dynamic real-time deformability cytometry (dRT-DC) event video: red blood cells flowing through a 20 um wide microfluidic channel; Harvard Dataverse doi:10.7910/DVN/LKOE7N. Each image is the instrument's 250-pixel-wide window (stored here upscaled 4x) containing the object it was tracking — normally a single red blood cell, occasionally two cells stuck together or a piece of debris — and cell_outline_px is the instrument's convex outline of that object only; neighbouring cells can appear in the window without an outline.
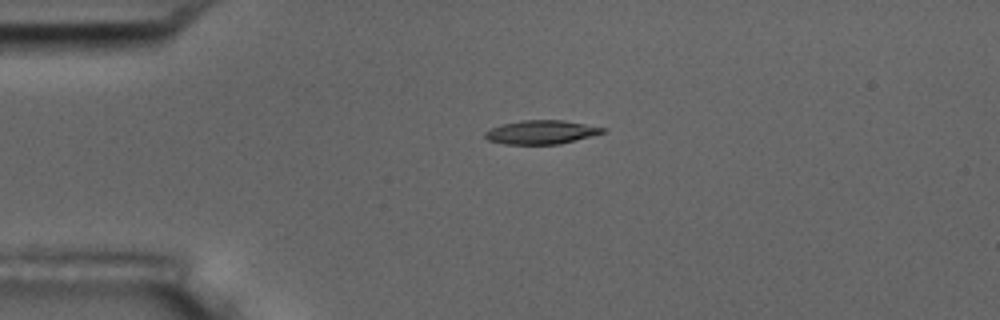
{"species": "common noctule bat (a hibernating species)", "species_latin": "Nyctalus noctula", "temperature_condition": "room temperature", "stored_images_in_passage": 6, "camera_frame_rate_fps": 3000, "um_per_image_px": 0.085, "animal": {"sex": "male", "body_mass_g": 17.5, "forearm_length_mm": 52.3}, "frame": {"image": 1, "passage_image": 4, "time_ms": 1.0, "image_size_px": [1000, 320], "cell_outline_px": [[608, 128], [604, 132], [560, 144], [504, 144], [488, 140], [484, 136], [484, 132], [492, 128], [504, 124], [520, 120], [564, 120]], "centroid_in_image_um": [46.01, 11.23], "position_along_channel_um": 39.0, "area_um2": 16.18}}